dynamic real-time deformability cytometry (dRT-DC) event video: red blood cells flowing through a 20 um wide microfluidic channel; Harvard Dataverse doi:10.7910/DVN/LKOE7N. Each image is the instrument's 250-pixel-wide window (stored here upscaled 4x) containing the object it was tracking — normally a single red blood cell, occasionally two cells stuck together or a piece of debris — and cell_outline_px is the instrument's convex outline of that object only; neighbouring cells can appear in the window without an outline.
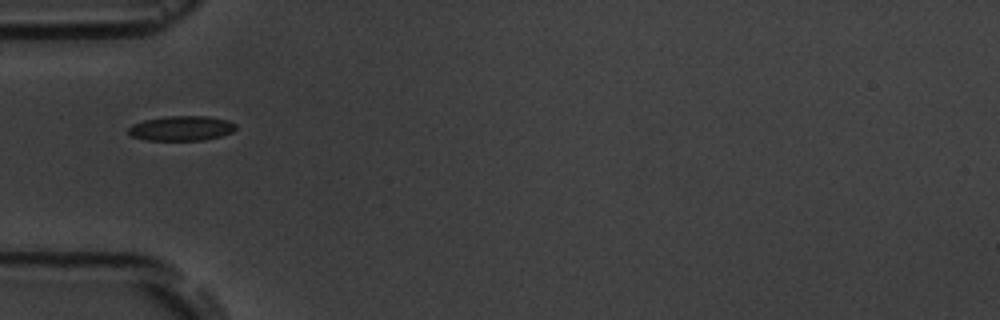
{"species": "common noctule bat (a hibernating species)", "species_latin": "Nyctalus noctula", "temperature_condition": "room temperature", "stored_images_in_passage": 7, "camera_frame_rate_fps": 3000, "um_per_image_px": 0.085, "animal": {"sex": "male", "body_mass_g": 19.5, "forearm_length_mm": 54.6}, "frame": {"image": 1, "passage_image": 1, "time_ms": 0.0, "image_size_px": [1000, 320], "cell_outline_px": [[236, 128], [232, 132], [220, 136], [204, 140], [144, 140], [132, 136], [128, 132], [128, 128], [132, 124], [144, 120], [164, 116], [208, 116], [228, 120], [236, 124]], "centroid_in_image_um": [15.41, 10.9], "position_along_channel_um": 69.6, "area_um2": 15.61}}
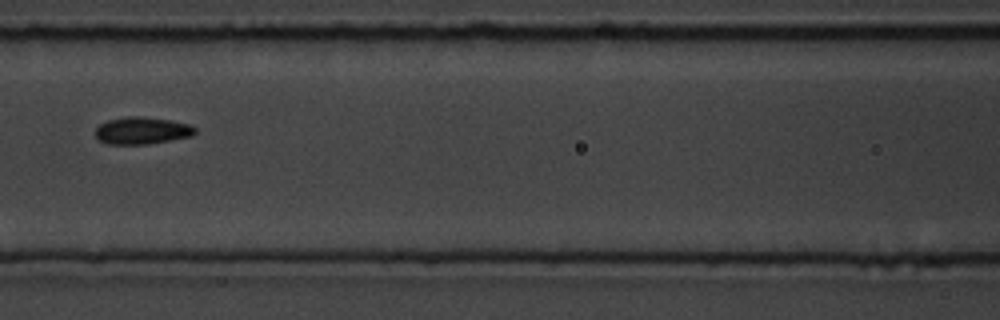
{"frame": {"image": 2, "passage_image": 3, "time_ms": 2.333, "image_size_px": [1000, 320], "cell_outline_px": [[196, 132], [192, 136], [148, 144], [108, 144], [100, 140], [96, 136], [96, 128], [100, 124], [108, 120], [124, 116], [140, 116], [168, 120], [192, 124], [196, 128]], "centroid_in_image_um": [12.09, 11.09], "position_along_channel_um": 154.5, "area_um2": 15.78}}
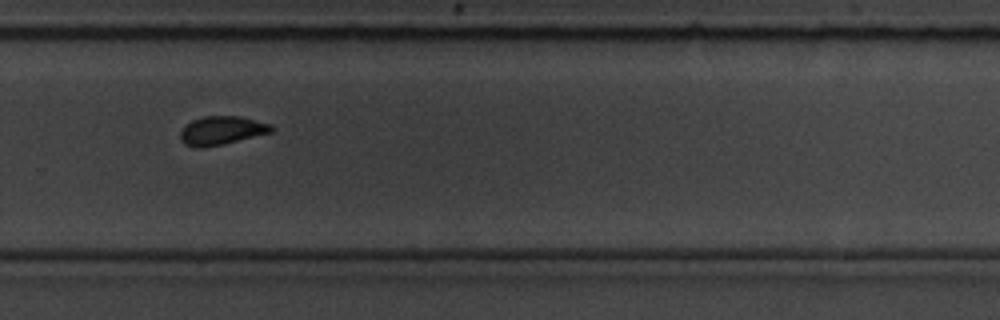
{"frame": {"image": 3, "passage_image": 7, "time_ms": 6.667, "image_size_px": [1000, 320], "cell_outline_px": [[272, 132], [224, 144], [200, 148], [196, 148], [184, 144], [180, 140], [180, 132], [184, 124], [192, 120], [204, 116], [240, 116], [272, 124]], "centroid_in_image_um": [18.8, 11.09], "position_along_channel_um": 311.0, "area_um2": 15.32}}